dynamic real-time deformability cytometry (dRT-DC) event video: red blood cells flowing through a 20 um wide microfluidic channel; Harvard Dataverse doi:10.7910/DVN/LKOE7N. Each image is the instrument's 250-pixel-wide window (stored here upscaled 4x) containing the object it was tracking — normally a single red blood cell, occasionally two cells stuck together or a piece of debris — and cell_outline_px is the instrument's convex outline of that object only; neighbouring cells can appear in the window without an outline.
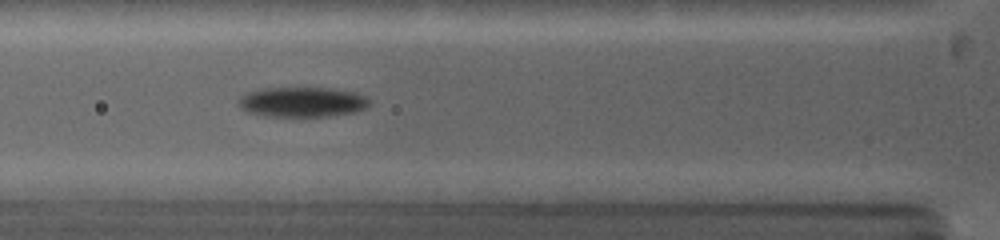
{"species": "common noctule bat (a hibernating species)", "species_latin": "Nyctalus noctula", "temperature_condition": "warm", "stored_images_in_passage": 26, "camera_frame_rate_fps": 5000, "um_per_image_px": 0.085, "animal": {"sex": "female", "body_mass_g": 19.0, "forearm_length_mm": 53.3}, "frame": {"image": 1, "passage_image": 8, "time_ms": 3.4, "image_size_px": [1000, 240], "cell_outline_px": [[368, 104], [364, 108], [356, 112], [328, 116], [264, 116], [248, 112], [240, 108], [236, 104], [236, 100], [240, 96], [248, 92], [264, 88], [332, 88], [356, 92], [364, 96], [368, 100]], "centroid_in_image_um": [25.63, 8.67], "position_along_channel_um": 100.2, "area_um2": 22.95}}
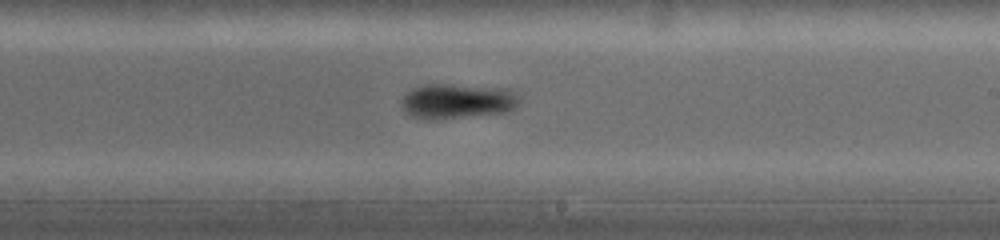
{"frame": {"image": 2, "passage_image": 16, "time_ms": 7.0, "image_size_px": [1000, 240], "cell_outline_px": [[520, 104], [504, 112], [436, 120], [424, 120], [412, 116], [404, 112], [400, 104], [400, 100], [412, 88], [420, 84], [452, 84], [512, 88], [516, 92], [520, 100]], "centroid_in_image_um": [38.85, 8.58], "position_along_channel_um": 250.2, "area_um2": 24.62}}
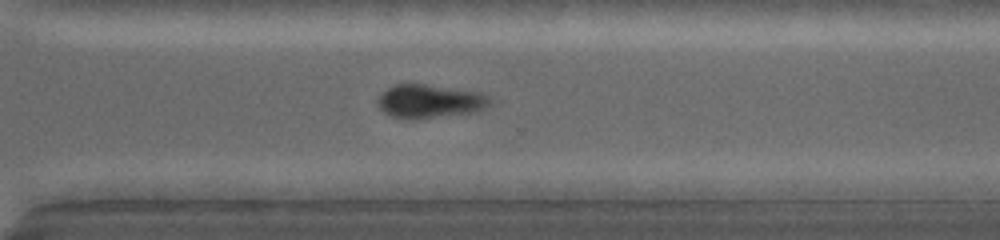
{"frame": {"image": 3, "passage_image": 20, "time_ms": 9.0, "image_size_px": [1000, 240], "cell_outline_px": [[492, 104], [476, 112], [412, 120], [392, 116], [384, 112], [376, 104], [376, 100], [388, 88], [396, 84], [424, 84], [480, 92], [488, 96]], "centroid_in_image_um": [36.53, 8.62], "position_along_channel_um": 334.1, "area_um2": 21.96}, "authors_computed_cell_mechanics": {"area_um2": 23.3801, "velocity_mm_per_s": 4.1875, "shape_relaxation_time_tau1_ms": 2.0789, "shape_relaxation_time_tau2_ms": 4.2266, "deformation_change_tau1": 0.1098, "deformation_change_tau2": 0.0944}}